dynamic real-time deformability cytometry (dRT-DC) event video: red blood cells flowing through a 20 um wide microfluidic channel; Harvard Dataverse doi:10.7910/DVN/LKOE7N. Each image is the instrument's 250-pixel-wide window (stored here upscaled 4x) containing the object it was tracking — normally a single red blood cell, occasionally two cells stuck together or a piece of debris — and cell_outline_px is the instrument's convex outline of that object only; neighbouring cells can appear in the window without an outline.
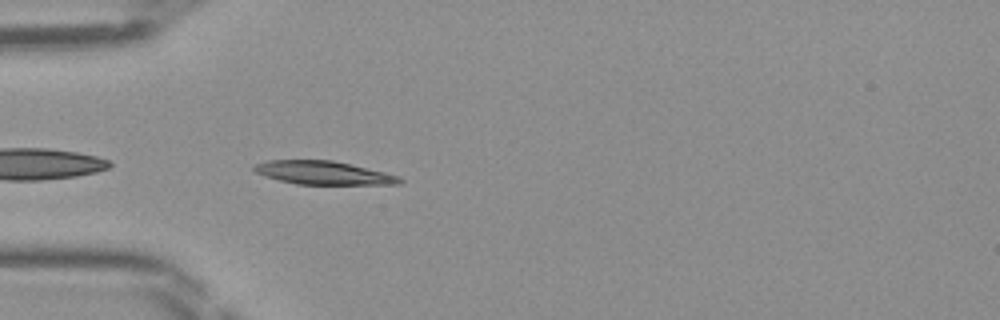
{"species": "Egyptian fruit bat (a non-hibernating species)", "species_latin": "Rousettus aegyptiacus", "temperature_condition": "room temperature", "stored_images_in_passage": 35, "camera_frame_rate_fps": 3000, "um_per_image_px": 0.085, "frame": {"image": 1, "passage_image": 2, "time_ms": 0.333, "image_size_px": [1000, 320], "cell_outline_px": [[404, 180], [400, 184], [296, 184], [280, 180], [256, 172], [252, 168], [252, 164], [268, 160], [332, 160], [352, 164], [400, 176]], "centroid_in_image_um": [27.5, 14.68], "position_along_channel_um": 57.5, "area_um2": 19.77}}
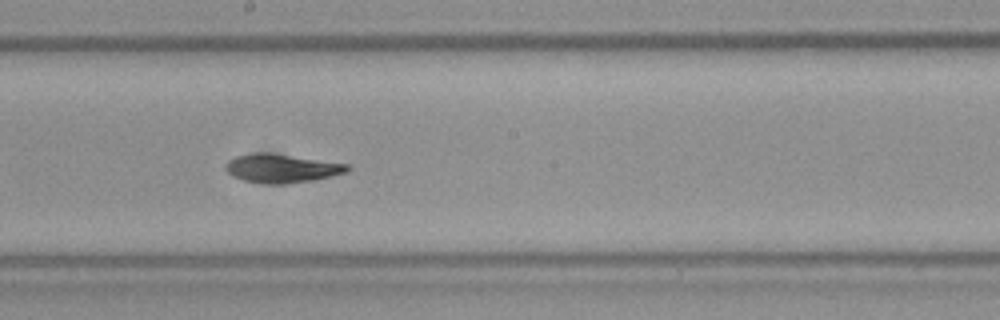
{"frame": {"image": 2, "passage_image": 14, "time_ms": 4.333, "image_size_px": [1000, 320], "cell_outline_px": [[352, 168], [348, 172], [332, 176], [312, 180], [284, 184], [268, 184], [244, 180], [232, 176], [224, 168], [224, 164], [228, 160], [236, 156], [256, 152], [268, 152], [352, 164]], "centroid_in_image_um": [23.98, 14.29], "position_along_channel_um": 224.2, "area_um2": 20.63}}
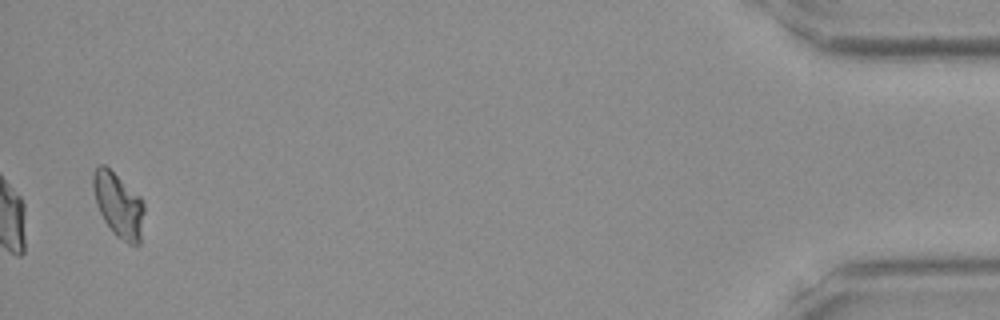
{"frame": {"image": 3, "passage_image": 34, "time_ms": 11.0, "image_size_px": [1000, 320], "cell_outline_px": [[144, 212], [140, 244], [136, 248], [128, 244], [116, 236], [112, 232], [104, 220], [96, 204], [92, 188], [92, 172], [100, 164], [104, 164], [140, 196], [144, 204]], "centroid_in_image_um": [10.07, 17.46], "position_along_channel_um": 425.1, "area_um2": 19.42}}